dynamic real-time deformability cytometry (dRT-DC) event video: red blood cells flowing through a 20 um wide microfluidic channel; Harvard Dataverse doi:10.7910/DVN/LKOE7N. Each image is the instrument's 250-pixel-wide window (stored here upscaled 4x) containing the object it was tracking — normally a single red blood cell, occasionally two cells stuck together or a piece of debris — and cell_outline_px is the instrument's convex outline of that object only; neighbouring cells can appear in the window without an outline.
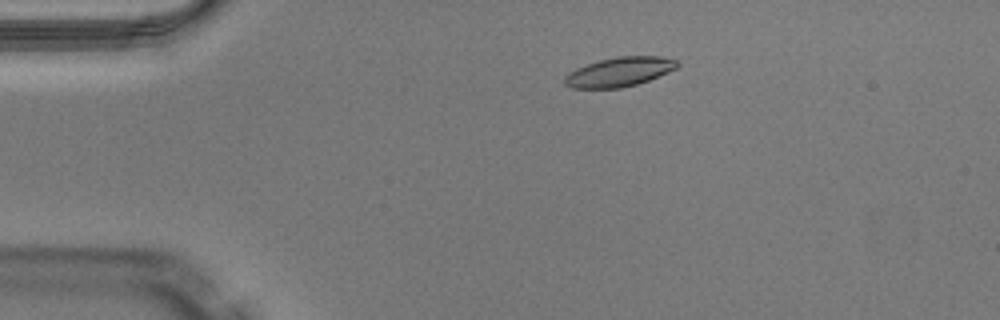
{"species": "Egyptian fruit bat (a non-hibernating species)", "species_latin": "Rousettus aegyptiacus", "temperature_condition": "warm", "stored_images_in_passage": 48, "camera_frame_rate_fps": 3000, "um_per_image_px": 0.085, "animal": {"sex": "male"}, "frame": {"image": 1, "passage_image": 8, "time_ms": 2.333, "image_size_px": [1000, 320], "cell_outline_px": [[680, 64], [676, 68], [668, 72], [648, 80], [636, 84], [620, 88], [572, 88], [564, 84], [564, 76], [568, 72], [576, 68], [600, 60], [616, 56], [660, 56], [676, 60]], "centroid_in_image_um": [52.62, 6.11], "position_along_channel_um": 32.4, "area_um2": 19.19}}
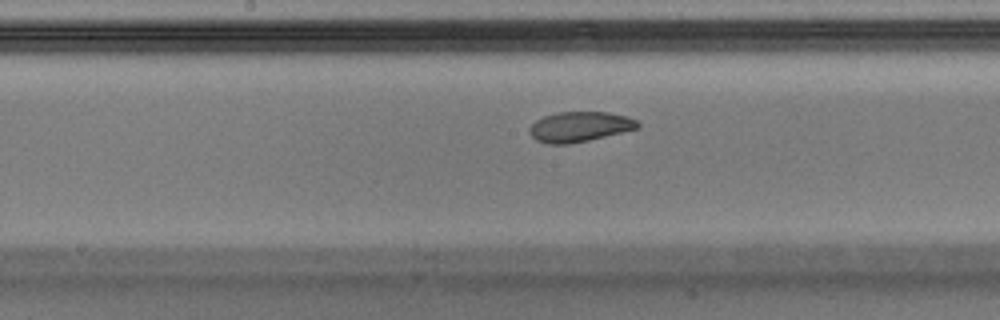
{"frame": {"image": 2, "passage_image": 24, "time_ms": 7.667, "image_size_px": [1000, 320], "cell_outline_px": [[640, 124], [636, 128], [588, 140], [568, 144], [548, 144], [536, 140], [528, 132], [528, 128], [536, 120], [544, 116], [560, 112], [608, 112], [628, 116], [636, 120]], "centroid_in_image_um": [49.22, 10.77], "position_along_channel_um": 199.0, "area_um2": 18.79}}
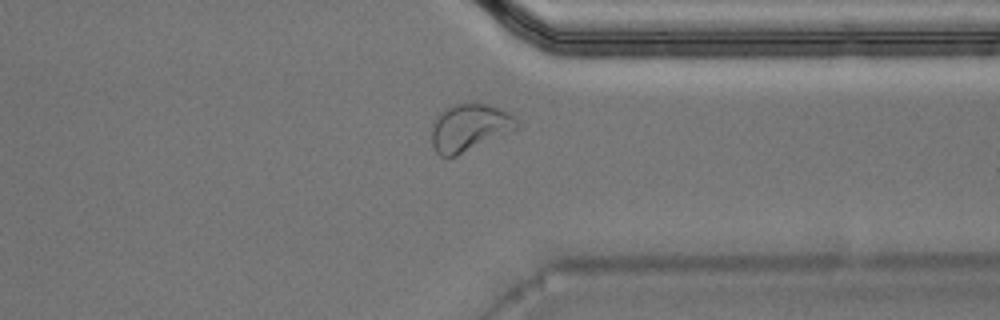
{"frame": {"image": 3, "passage_image": 37, "time_ms": 12.0, "image_size_px": [1000, 320], "cell_outline_px": [[520, 128], [456, 156], [440, 156], [436, 152], [432, 144], [432, 120], [444, 108], [452, 104], [468, 100], [488, 104], [500, 108], [516, 116], [520, 124]], "centroid_in_image_um": [39.92, 10.79], "position_along_channel_um": 371.5, "area_um2": 24.28}, "authors_computed_cell_mechanics": {"area_um2": 19.3919, "velocity_mm_per_s": 4.0223, "shape_relaxation_time_tau1_ms": 8.6454, "shape_relaxation_time_tau2_ms": 4.5483, "deformation_change_tau1": 0.2239, "deformation_change_tau2": 0.1036}}